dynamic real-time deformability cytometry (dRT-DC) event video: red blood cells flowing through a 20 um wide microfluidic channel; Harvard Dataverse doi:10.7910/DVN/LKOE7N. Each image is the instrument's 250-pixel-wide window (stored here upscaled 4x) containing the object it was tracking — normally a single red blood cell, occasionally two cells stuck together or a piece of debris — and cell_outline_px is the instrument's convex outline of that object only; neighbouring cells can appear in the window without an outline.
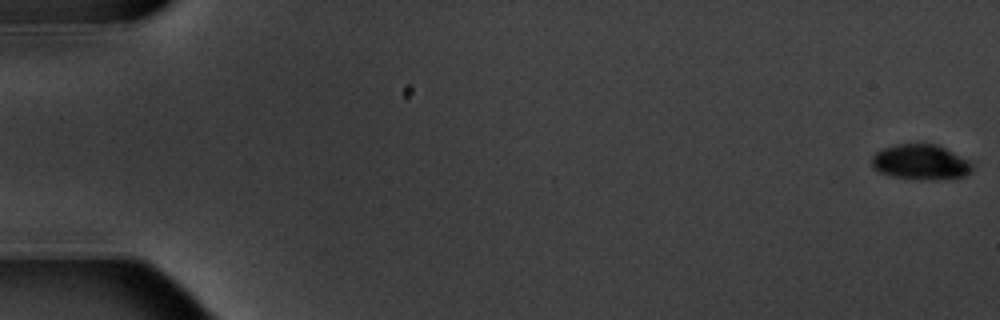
{"species": "common noctule bat (a hibernating species)", "species_latin": "Nyctalus noctula", "temperature_condition": "warm", "stored_images_in_passage": 6, "camera_frame_rate_fps": 3000, "um_per_image_px": 0.085, "animal": {"sex": "male", "body_mass_g": 20.1, "forearm_length_mm": 53.5}, "frame": {"image": 1, "passage_image": 1, "time_ms": 0.0, "image_size_px": [1000, 320], "cell_outline_px": [[972, 172], [964, 176], [892, 176], [880, 172], [872, 168], [872, 156], [876, 152], [884, 148], [896, 144], [936, 144], [968, 160], [972, 164]], "centroid_in_image_um": [78.2, 13.71], "position_along_channel_um": 6.8, "area_um2": 19.31}}
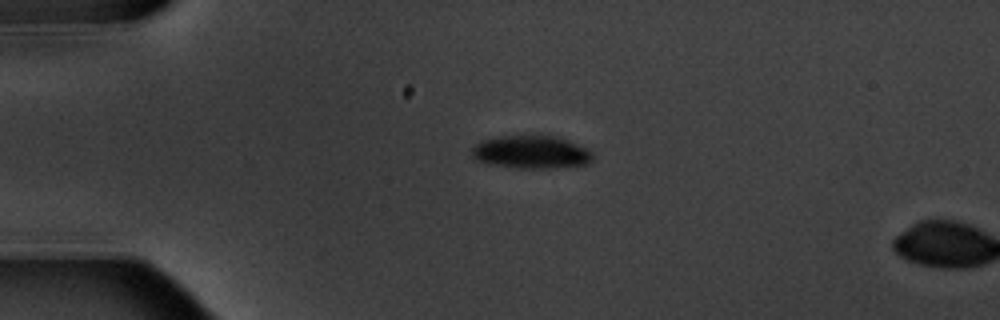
{"frame": {"image": 2, "passage_image": 5, "time_ms": 4.667, "image_size_px": [1000, 320], "cell_outline_px": [[592, 160], [588, 164], [564, 168], [520, 168], [496, 164], [476, 160], [472, 156], [472, 148], [480, 140], [500, 136], [556, 136], [568, 140], [592, 152]], "centroid_in_image_um": [45.17, 12.93], "position_along_channel_um": 39.8, "area_um2": 23.06}}